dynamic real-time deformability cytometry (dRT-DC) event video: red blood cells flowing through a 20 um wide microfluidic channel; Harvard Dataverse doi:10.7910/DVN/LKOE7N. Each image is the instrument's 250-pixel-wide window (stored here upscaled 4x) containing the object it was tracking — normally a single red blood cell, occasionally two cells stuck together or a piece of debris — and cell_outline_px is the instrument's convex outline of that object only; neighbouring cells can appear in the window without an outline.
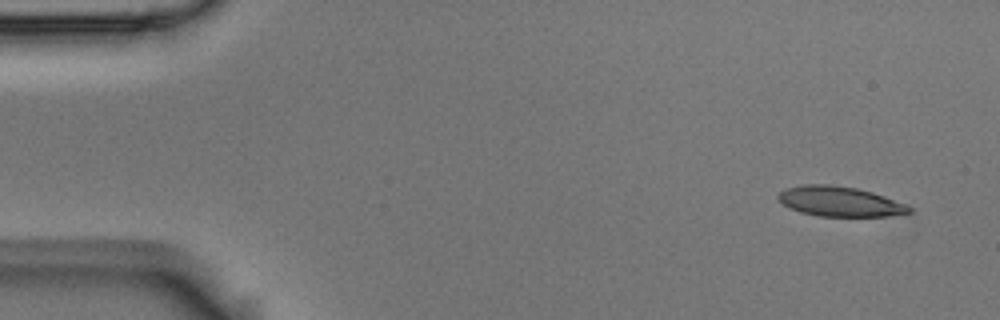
{"species": "Egyptian fruit bat (a non-hibernating species)", "species_latin": "Rousettus aegyptiacus", "temperature_condition": "room temperature", "stored_images_in_passage": 3, "camera_frame_rate_fps": 3000, "um_per_image_px": 0.085, "animal": {"sex": "male"}, "frame": {"image": 1, "passage_image": 1, "time_ms": 0.0, "image_size_px": [1000, 320], "cell_outline_px": [[912, 212], [888, 216], [816, 216], [800, 212], [788, 208], [776, 196], [784, 188], [804, 184], [828, 184], [856, 188], [872, 192], [884, 196], [904, 204], [912, 208]], "centroid_in_image_um": [71.34, 17.12], "position_along_channel_um": 13.7, "area_um2": 22.83}}
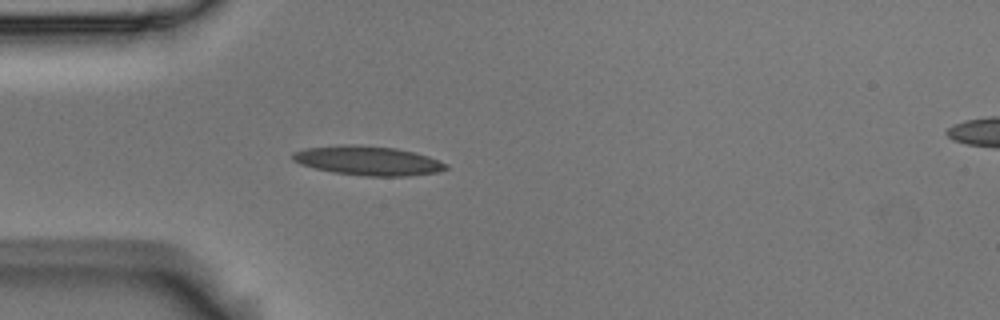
{"frame": {"image": 2, "passage_image": 3, "time_ms": 0.667, "image_size_px": [1000, 320], "cell_outline_px": [[448, 168], [440, 172], [408, 176], [364, 176], [336, 172], [316, 168], [300, 164], [292, 160], [292, 152], [304, 148], [344, 144], [352, 144], [396, 148], [428, 156], [448, 164]], "centroid_in_image_um": [31.28, 13.65], "position_along_channel_um": 53.7, "area_um2": 26.13}}